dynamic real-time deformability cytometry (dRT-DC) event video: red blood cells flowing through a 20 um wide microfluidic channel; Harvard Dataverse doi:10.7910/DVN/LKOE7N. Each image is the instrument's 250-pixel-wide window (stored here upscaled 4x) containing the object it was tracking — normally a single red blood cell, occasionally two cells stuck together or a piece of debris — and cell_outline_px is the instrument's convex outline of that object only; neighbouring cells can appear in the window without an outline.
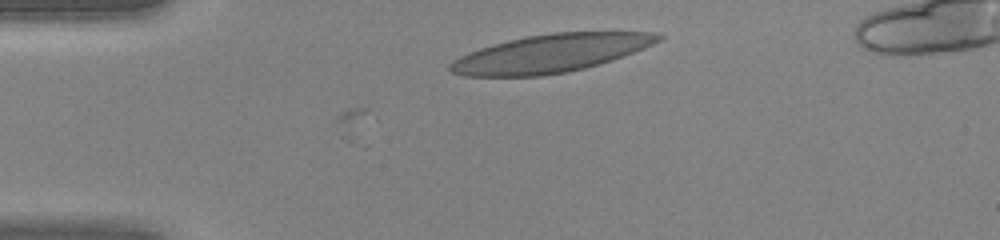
{"species": "human", "species_latin": "Homo sapiens", "temperature_condition": "warm", "stored_images_in_passage": 2, "camera_frame_rate_fps": 3000, "um_per_image_px": 0.085, "donor": {"sex": "female"}, "frame": {"image": 1, "passage_image": 1, "time_ms": 0.0, "image_size_px": [1000, 240], "cell_outline_px": [[664, 36], [660, 40], [644, 48], [612, 60], [600, 64], [568, 72], [540, 76], [464, 76], [452, 72], [448, 68], [448, 64], [452, 60], [460, 56], [480, 48], [508, 40], [524, 36], [552, 32], [656, 32]], "centroid_in_image_um": [46.79, 4.54], "position_along_channel_um": 38.2, "area_um2": 46.07}}